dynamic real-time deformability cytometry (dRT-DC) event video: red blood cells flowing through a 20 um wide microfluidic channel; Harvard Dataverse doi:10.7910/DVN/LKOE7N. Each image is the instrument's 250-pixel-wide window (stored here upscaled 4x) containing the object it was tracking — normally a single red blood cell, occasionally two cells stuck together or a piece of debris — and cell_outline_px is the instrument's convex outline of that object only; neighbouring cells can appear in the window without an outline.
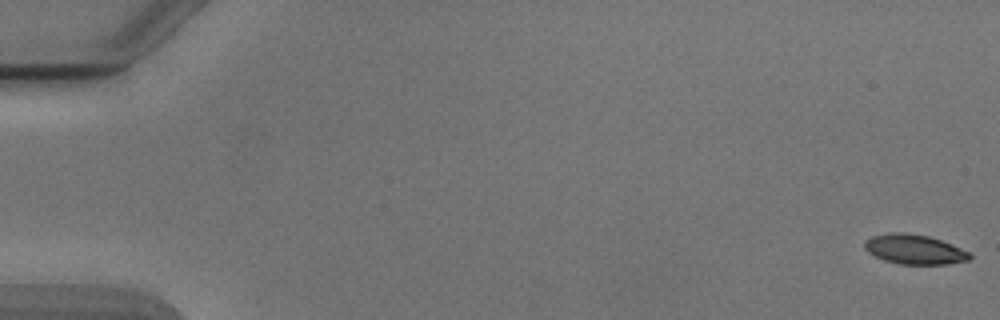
{"species": "Egyptian fruit bat (a non-hibernating species)", "species_latin": "Rousettus aegyptiacus", "temperature_condition": "cold", "stored_images_in_passage": 55, "segment_of_instrument_passage": [1, 2], "camera_frame_rate_fps": 3000, "um_per_image_px": 0.085, "animal": {"sex": "male"}, "frame": {"image": 1, "passage_image": 1, "time_ms": 0.0, "image_size_px": [1000, 320], "cell_outline_px": [[972, 256], [968, 260], [948, 264], [900, 264], [884, 260], [868, 252], [864, 248], [864, 240], [872, 236], [888, 232], [904, 232], [928, 236], [952, 244], [968, 252]], "centroid_in_image_um": [77.69, 21.19], "position_along_channel_um": 7.3, "area_um2": 18.15}}
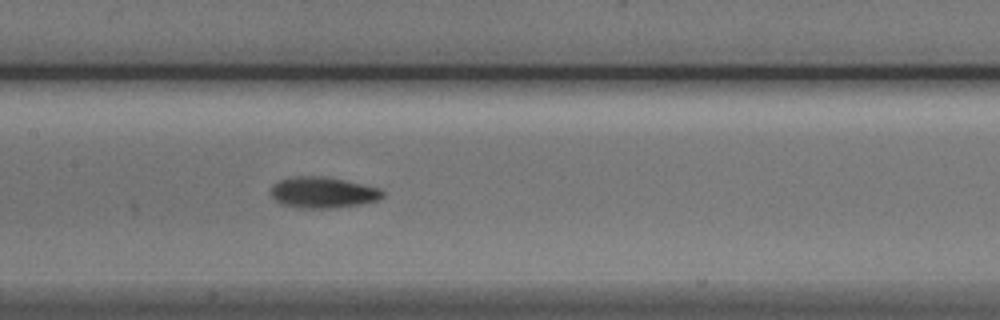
{"frame": {"image": 2, "passage_image": 27, "time_ms": 8.667, "image_size_px": [1000, 320], "cell_outline_px": [[384, 196], [376, 200], [364, 204], [332, 208], [300, 208], [280, 204], [272, 196], [272, 184], [280, 180], [296, 176], [324, 176], [344, 180], [380, 188], [384, 192]], "centroid_in_image_um": [27.45, 16.36], "position_along_channel_um": 179.9, "area_um2": 20.23}}
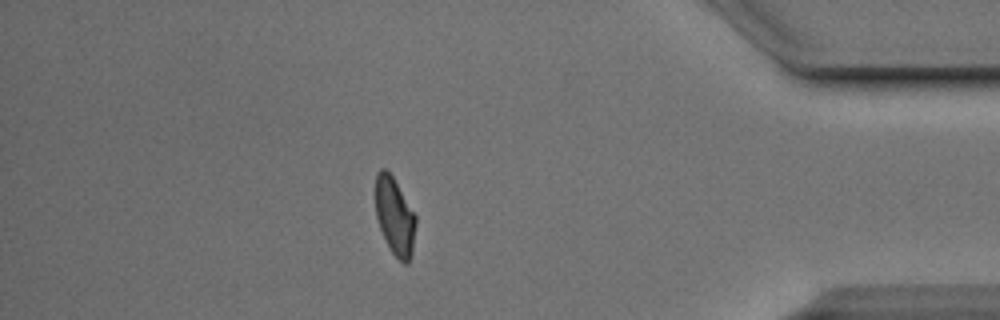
{"frame": {"image": 3, "passage_image": 47, "time_ms": 15.333, "image_size_px": [1000, 320], "cell_outline_px": [[416, 224], [412, 256], [408, 264], [404, 264], [392, 252], [380, 228], [376, 216], [376, 172], [380, 168], [384, 168], [392, 176], [416, 216]], "centroid_in_image_um": [33.57, 18.4], "position_along_channel_um": 401.6, "area_um2": 17.98}}